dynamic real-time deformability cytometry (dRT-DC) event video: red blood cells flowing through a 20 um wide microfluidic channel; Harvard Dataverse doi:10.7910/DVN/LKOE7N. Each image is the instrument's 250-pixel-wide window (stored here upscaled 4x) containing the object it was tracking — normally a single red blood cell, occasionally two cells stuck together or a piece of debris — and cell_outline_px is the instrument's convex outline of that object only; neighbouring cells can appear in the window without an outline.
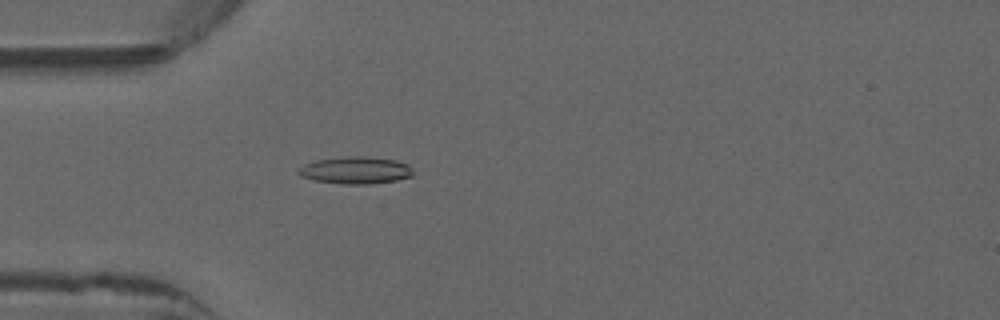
{"species": "common noctule bat (a hibernating species)", "species_latin": "Nyctalus noctula", "temperature_condition": "warm", "stored_images_in_passage": 48, "camera_frame_rate_fps": 3000, "um_per_image_px": 0.085, "animal": {"sex": "male", "forearm_length_mm": 52.5}, "frame": {"image": 1, "passage_image": 11, "time_ms": 3.333, "image_size_px": [1000, 320], "cell_outline_px": [[412, 176], [396, 180], [368, 184], [340, 184], [316, 180], [300, 176], [296, 172], [304, 164], [316, 160], [348, 156], [364, 156], [396, 160], [408, 164], [412, 168]], "centroid_in_image_um": [30.22, 14.47], "position_along_channel_um": 54.8, "area_um2": 18.09}}
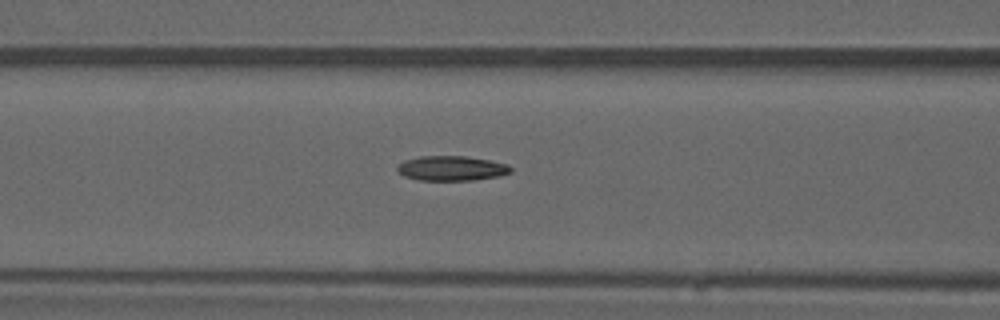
{"frame": {"image": 2, "passage_image": 17, "time_ms": 5.333, "image_size_px": [1000, 320], "cell_outline_px": [[512, 172], [500, 176], [472, 180], [420, 180], [404, 176], [396, 168], [404, 160], [420, 156], [464, 156], [488, 160], [508, 164], [512, 168]], "centroid_in_image_um": [38.41, 14.3], "position_along_channel_um": 128.2, "area_um2": 16.3}}
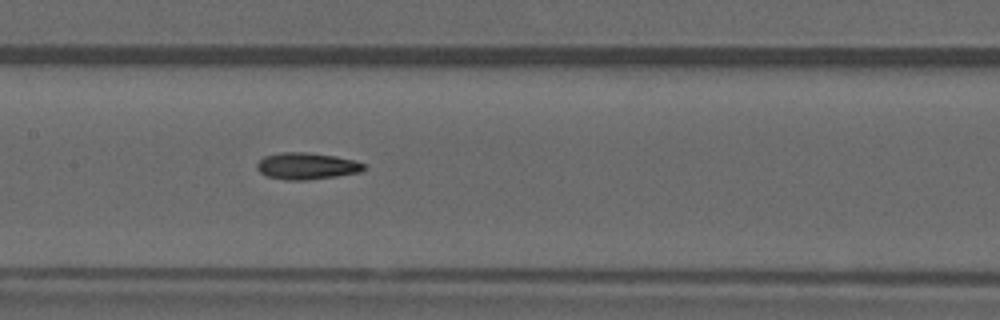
{"frame": {"image": 3, "passage_image": 21, "time_ms": 6.667, "image_size_px": [1000, 320], "cell_outline_px": [[364, 168], [360, 172], [336, 176], [308, 180], [288, 180], [268, 176], [260, 172], [256, 168], [256, 164], [264, 156], [280, 152], [308, 152], [336, 156], [356, 160], [364, 164]], "centroid_in_image_um": [26.06, 14.1], "position_along_channel_um": 181.3, "area_um2": 16.65}, "authors_computed_cell_mechanics": {"area_um2": 16.2129, "velocity_mm_per_s": 3.9786, "shape_relaxation_time_tau1_ms": 7.9062, "shape_relaxation_time_tau2_ms": 9.3096, "deformation_change_tau1": 0.2058, "deformation_change_tau2": 0.2132}}